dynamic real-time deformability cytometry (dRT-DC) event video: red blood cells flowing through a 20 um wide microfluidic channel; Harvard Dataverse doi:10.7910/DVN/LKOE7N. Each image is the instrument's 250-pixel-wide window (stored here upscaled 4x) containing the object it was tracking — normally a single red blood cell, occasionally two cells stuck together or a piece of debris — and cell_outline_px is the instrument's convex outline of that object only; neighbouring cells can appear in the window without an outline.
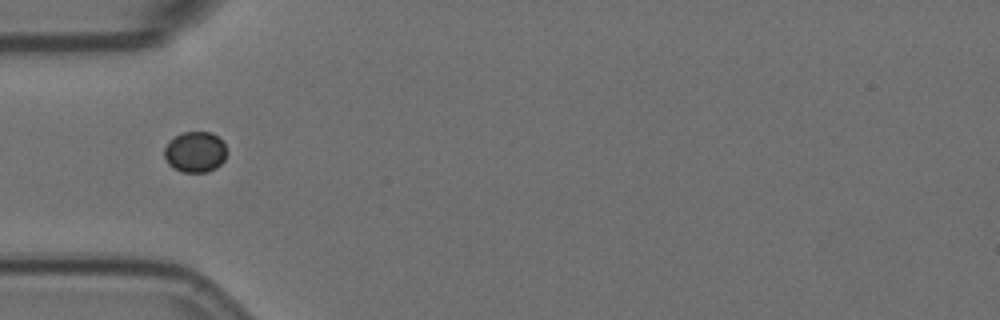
{"species": "Egyptian fruit bat (a non-hibernating species)", "species_latin": "Rousettus aegyptiacus", "temperature_condition": "room temperature", "stored_images_in_passage": 7, "camera_frame_rate_fps": 3000, "um_per_image_px": 0.085, "animal": {"sex": "female"}, "frame": {"image": 1, "passage_image": 6, "time_ms": 1.667, "image_size_px": [1000, 320], "cell_outline_px": [[224, 160], [216, 168], [208, 172], [184, 172], [172, 168], [168, 164], [164, 156], [164, 148], [176, 136], [184, 132], [212, 132], [224, 144]], "centroid_in_image_um": [16.56, 12.94], "position_along_channel_um": 68.4, "area_um2": 14.57}}
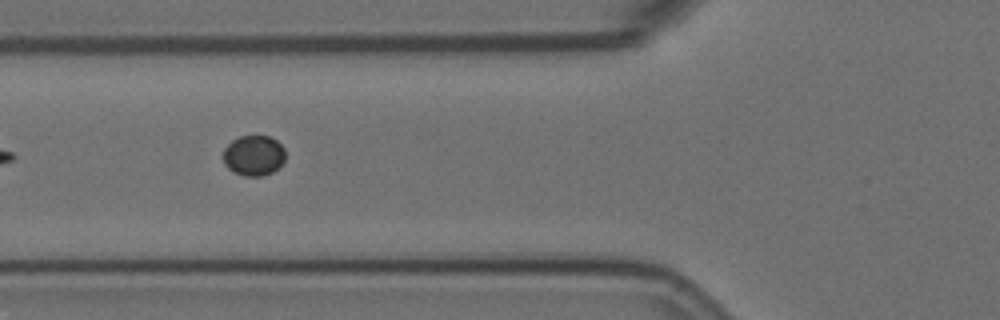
{"frame": {"image": 2, "passage_image": 7, "time_ms": 2.0, "image_size_px": [1000, 320], "cell_outline_px": [[284, 160], [272, 172], [264, 176], [244, 176], [232, 172], [224, 164], [224, 148], [232, 140], [240, 136], [268, 136], [276, 140], [284, 148]], "centroid_in_image_um": [21.54, 13.22], "position_along_channel_um": 104.3, "area_um2": 14.57}}